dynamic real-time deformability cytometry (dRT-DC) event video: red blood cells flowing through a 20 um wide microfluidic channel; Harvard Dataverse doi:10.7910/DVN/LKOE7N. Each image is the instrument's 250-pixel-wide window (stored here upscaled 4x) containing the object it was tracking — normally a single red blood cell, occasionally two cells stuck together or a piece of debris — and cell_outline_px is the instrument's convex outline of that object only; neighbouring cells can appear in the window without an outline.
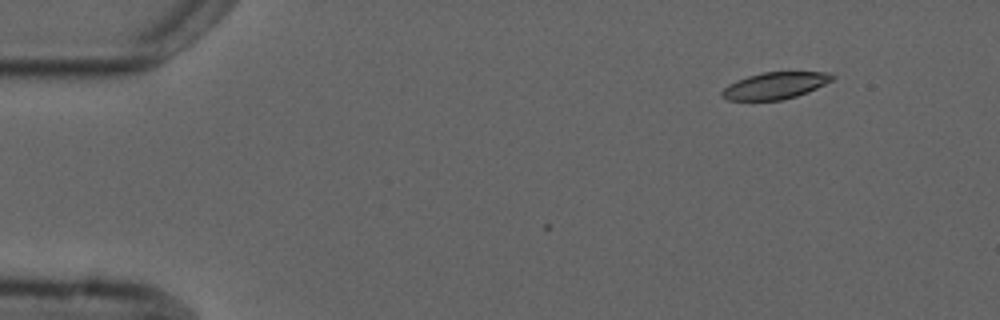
{"species": "common noctule bat (a hibernating species)", "species_latin": "Nyctalus noctula", "temperature_condition": "cold", "stored_images_in_passage": 5, "camera_frame_rate_fps": 3000, "um_per_image_px": 0.085, "animal": {"sex": "male", "forearm_length_mm": 52.5}, "frame": {"image": 1, "passage_image": 2, "time_ms": 1.333, "image_size_px": [1000, 320], "cell_outline_px": [[836, 76], [832, 80], [808, 92], [796, 96], [780, 100], [728, 100], [720, 96], [720, 92], [728, 84], [736, 80], [748, 76], [764, 72], [828, 72]], "centroid_in_image_um": [65.85, 7.27], "position_along_channel_um": 19.1, "area_um2": 17.17}}